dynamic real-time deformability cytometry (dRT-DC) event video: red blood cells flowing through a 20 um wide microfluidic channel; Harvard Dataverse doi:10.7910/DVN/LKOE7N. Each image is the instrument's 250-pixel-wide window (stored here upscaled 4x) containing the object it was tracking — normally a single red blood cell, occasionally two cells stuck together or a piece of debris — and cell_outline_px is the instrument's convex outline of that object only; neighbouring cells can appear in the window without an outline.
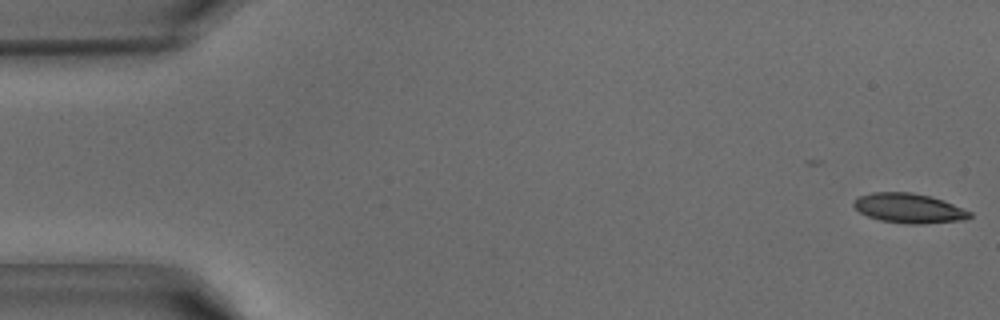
{"species": "common noctule bat (a hibernating species)", "species_latin": "Nyctalus noctula", "temperature_condition": "warm", "stored_images_in_passage": 13, "camera_frame_rate_fps": 3000, "um_per_image_px": 0.085, "animal": {"sex": "male", "body_mass_g": 15.6}, "frame": {"image": 1, "passage_image": 1, "time_ms": 0.0, "image_size_px": [1000, 320], "cell_outline_px": [[972, 216], [964, 220], [920, 224], [904, 224], [880, 220], [868, 216], [860, 212], [852, 204], [860, 196], [872, 192], [912, 192], [944, 200], [972, 212]], "centroid_in_image_um": [77.28, 17.7], "position_along_channel_um": 7.7, "area_um2": 20.0}}
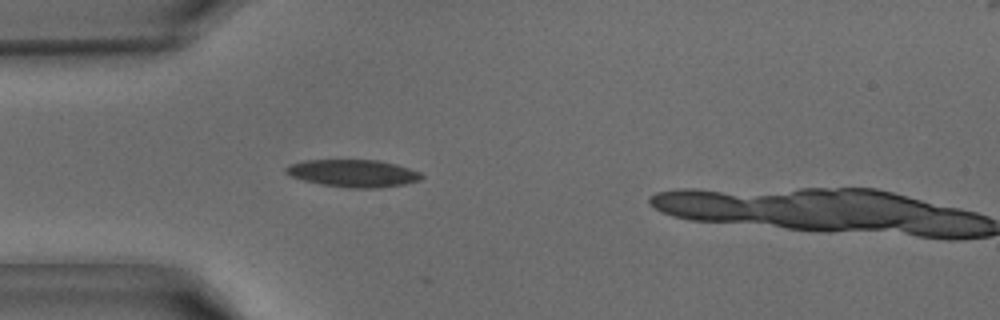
{"frame": {"image": 2, "passage_image": 12, "time_ms": 3.667, "image_size_px": [1000, 320], "cell_outline_px": [[424, 176], [420, 180], [404, 184], [380, 188], [348, 188], [320, 184], [288, 176], [284, 172], [284, 168], [288, 164], [304, 160], [376, 160], [396, 164], [420, 172]], "centroid_in_image_um": [29.97, 14.73], "position_along_channel_um": 55.0, "area_um2": 21.85}}